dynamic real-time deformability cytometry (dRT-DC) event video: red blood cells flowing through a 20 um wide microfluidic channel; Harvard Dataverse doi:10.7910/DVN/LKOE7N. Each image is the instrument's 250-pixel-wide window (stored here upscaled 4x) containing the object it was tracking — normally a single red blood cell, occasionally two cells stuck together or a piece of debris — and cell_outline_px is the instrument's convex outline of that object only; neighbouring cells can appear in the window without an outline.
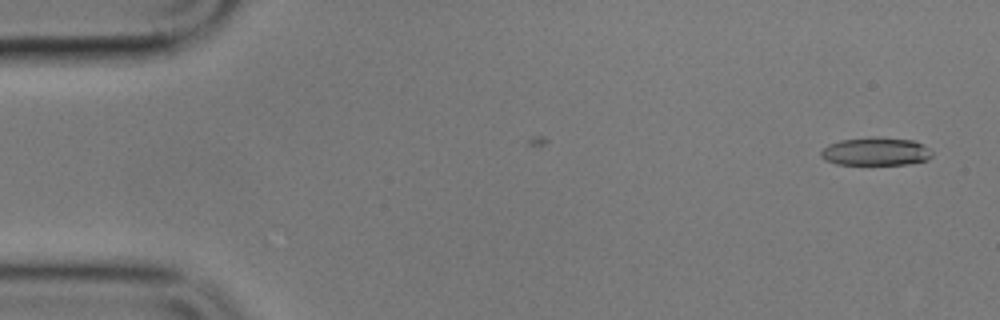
{"species": "common noctule bat (a hibernating species)", "species_latin": "Nyctalus noctula", "temperature_condition": "cold", "stored_images_in_passage": 2, "camera_frame_rate_fps": 3000, "um_per_image_px": 0.085, "animal": {"sex": "male", "body_mass_g": 17.9}, "frame": {"image": 1, "passage_image": 2, "time_ms": 1.667, "image_size_px": [1000, 320], "cell_outline_px": [[932, 156], [928, 160], [908, 164], [836, 164], [824, 160], [820, 156], [820, 152], [828, 144], [840, 140], [872, 136], [876, 136], [912, 140], [928, 148], [932, 152]], "centroid_in_image_um": [74.41, 12.87], "position_along_channel_um": 10.6, "area_um2": 18.32}}